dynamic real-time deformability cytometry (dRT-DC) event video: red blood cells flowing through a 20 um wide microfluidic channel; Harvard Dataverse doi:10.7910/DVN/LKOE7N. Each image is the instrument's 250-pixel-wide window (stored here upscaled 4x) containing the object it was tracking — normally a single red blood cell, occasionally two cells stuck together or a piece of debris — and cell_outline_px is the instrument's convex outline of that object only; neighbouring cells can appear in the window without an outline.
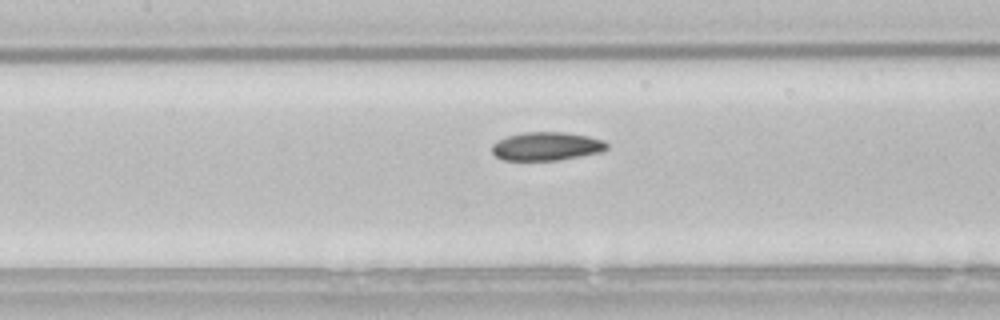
{"species": "common noctule bat (a hibernating species)", "species_latin": "Nyctalus noctula", "temperature_condition": "room temperature", "stored_images_in_passage": 33, "camera_frame_rate_fps": 3000, "um_per_image_px": 0.085, "animal": {"sex": "male", "body_mass_g": 21.5, "forearm_length_mm": 52.0}, "frame": {"image": 1, "passage_image": 8, "time_ms": 2.333, "image_size_px": [1000, 320], "cell_outline_px": [[608, 148], [600, 152], [580, 156], [556, 160], [504, 160], [496, 156], [492, 152], [492, 144], [504, 136], [524, 132], [564, 132], [588, 136], [604, 140], [608, 144]], "centroid_in_image_um": [46.44, 12.42], "position_along_channel_um": 161.0, "area_um2": 19.07}}
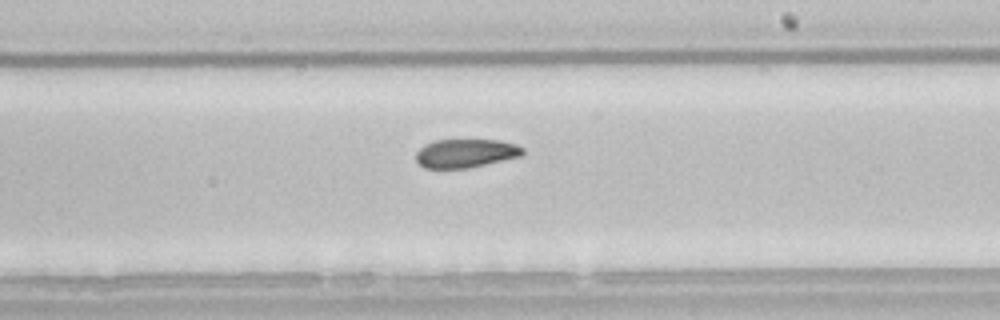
{"frame": {"image": 2, "passage_image": 15, "time_ms": 4.667, "image_size_px": [1000, 320], "cell_outline_px": [[524, 152], [520, 156], [468, 168], [424, 168], [416, 160], [416, 152], [424, 144], [436, 140], [500, 140], [516, 144], [524, 148]], "centroid_in_image_um": [39.57, 13.02], "position_along_channel_um": 249.4, "area_um2": 17.74}}
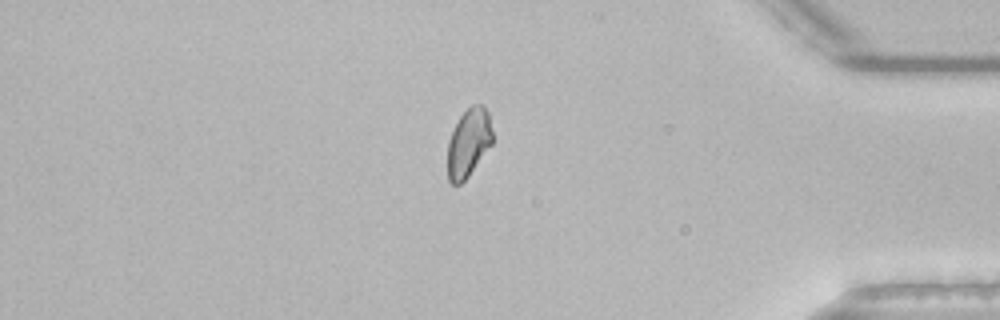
{"frame": {"image": 3, "passage_image": 29, "time_ms": 9.333, "image_size_px": [1000, 320], "cell_outline_px": [[492, 144], [468, 176], [460, 184], [452, 184], [448, 180], [448, 140], [460, 116], [472, 104], [484, 104], [488, 112], [492, 132]], "centroid_in_image_um": [39.83, 12.12], "position_along_channel_um": 395.4, "area_um2": 17.74}, "authors_computed_cell_mechanics": {"area_um2": 18.4382, "velocity_mm_per_s": 3.805, "shape_relaxation_time_tau1_ms": 5.1032, "shape_relaxation_time_tau2_ms": 2.9903, "deformation_change_tau1": 0.1215, "deformation_change_tau2": 0.0586}}